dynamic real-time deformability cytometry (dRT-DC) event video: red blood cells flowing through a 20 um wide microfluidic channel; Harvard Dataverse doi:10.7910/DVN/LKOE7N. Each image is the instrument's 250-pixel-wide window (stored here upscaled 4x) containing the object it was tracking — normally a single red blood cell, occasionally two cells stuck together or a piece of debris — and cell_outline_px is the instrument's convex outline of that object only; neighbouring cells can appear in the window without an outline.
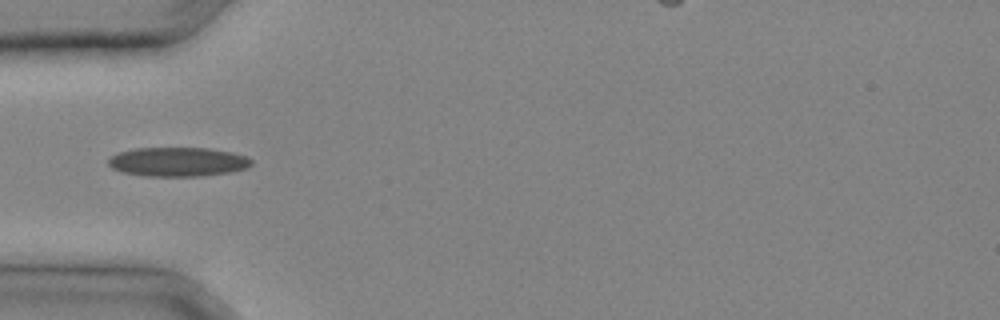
{"species": "common noctule bat (a hibernating species)", "species_latin": "Nyctalus noctula", "temperature_condition": "cold", "stored_images_in_passage": 22, "camera_frame_rate_fps": 3000, "um_per_image_px": 0.085, "animal": {"sex": "male", "body_mass_g": 20.4}, "frame": {"image": 1, "passage_image": 1, "time_ms": 0.0, "image_size_px": [1000, 320], "cell_outline_px": [[252, 164], [248, 168], [228, 172], [200, 176], [144, 176], [120, 172], [112, 168], [108, 164], [108, 160], [116, 152], [136, 148], [208, 148], [232, 152], [248, 156], [252, 160]], "centroid_in_image_um": [15.11, 13.75], "position_along_channel_um": 69.9, "area_um2": 24.51}}
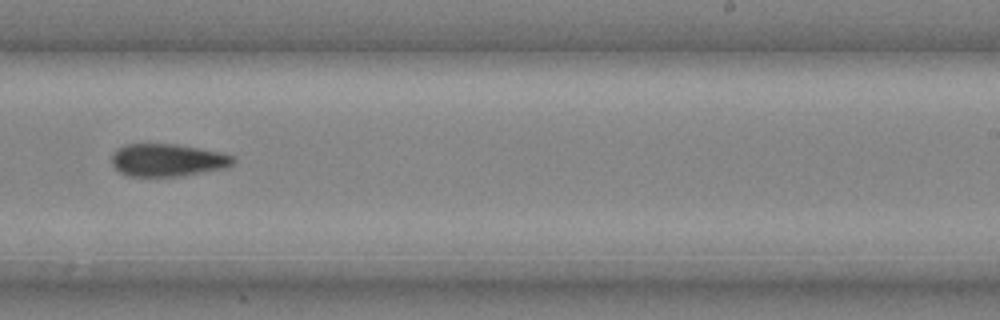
{"frame": {"image": 2, "passage_image": 11, "time_ms": 3.333, "image_size_px": [1000, 320], "cell_outline_px": [[236, 160], [228, 168], [176, 176], [128, 176], [120, 172], [112, 164], [112, 152], [116, 148], [124, 144], [176, 144], [200, 148], [220, 152], [236, 156]], "centroid_in_image_um": [14.25, 13.6], "position_along_channel_um": 274.7, "area_um2": 23.24}}
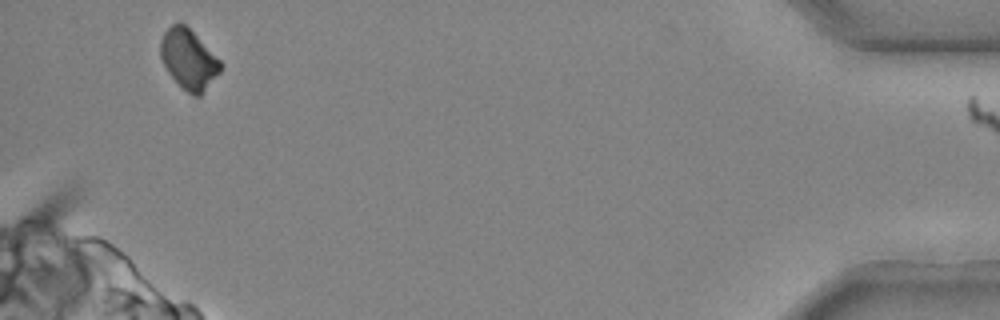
{"frame": {"image": 3, "passage_image": 21, "time_ms": 6.667, "image_size_px": [1000, 320], "cell_outline_px": [[224, 64], [220, 72], [200, 96], [192, 96], [168, 72], [160, 56], [160, 40], [164, 32], [172, 24], [180, 20]], "centroid_in_image_um": [16.03, 5.02], "position_along_channel_um": 419.2, "area_um2": 20.63}}